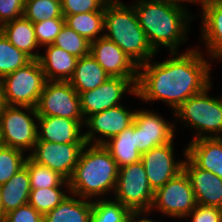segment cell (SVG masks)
I'll return each mask as SVG.
<instances>
[{
    "instance_id": "1",
    "label": "cell",
    "mask_w": 222,
    "mask_h": 222,
    "mask_svg": "<svg viewBox=\"0 0 222 222\" xmlns=\"http://www.w3.org/2000/svg\"><path fill=\"white\" fill-rule=\"evenodd\" d=\"M165 61L150 60L138 66L136 96L145 102L161 100L175 112L193 95L202 92L211 84V65L197 49L185 53H170Z\"/></svg>"
},
{
    "instance_id": "12",
    "label": "cell",
    "mask_w": 222,
    "mask_h": 222,
    "mask_svg": "<svg viewBox=\"0 0 222 222\" xmlns=\"http://www.w3.org/2000/svg\"><path fill=\"white\" fill-rule=\"evenodd\" d=\"M85 144H58L37 141L28 157L40 165L56 171L65 180H69L77 165L80 152Z\"/></svg>"
},
{
    "instance_id": "21",
    "label": "cell",
    "mask_w": 222,
    "mask_h": 222,
    "mask_svg": "<svg viewBox=\"0 0 222 222\" xmlns=\"http://www.w3.org/2000/svg\"><path fill=\"white\" fill-rule=\"evenodd\" d=\"M45 54L39 56V63L47 81L68 82L73 76L79 58L53 44L46 45Z\"/></svg>"
},
{
    "instance_id": "37",
    "label": "cell",
    "mask_w": 222,
    "mask_h": 222,
    "mask_svg": "<svg viewBox=\"0 0 222 222\" xmlns=\"http://www.w3.org/2000/svg\"><path fill=\"white\" fill-rule=\"evenodd\" d=\"M3 222H44V217L30 204H26L5 214Z\"/></svg>"
},
{
    "instance_id": "20",
    "label": "cell",
    "mask_w": 222,
    "mask_h": 222,
    "mask_svg": "<svg viewBox=\"0 0 222 222\" xmlns=\"http://www.w3.org/2000/svg\"><path fill=\"white\" fill-rule=\"evenodd\" d=\"M186 156L198 168L222 179V137L192 140L186 148Z\"/></svg>"
},
{
    "instance_id": "4",
    "label": "cell",
    "mask_w": 222,
    "mask_h": 222,
    "mask_svg": "<svg viewBox=\"0 0 222 222\" xmlns=\"http://www.w3.org/2000/svg\"><path fill=\"white\" fill-rule=\"evenodd\" d=\"M104 29L107 32L103 35L117 44L137 66L157 54L150 46L132 4L128 6L120 0H109L105 5Z\"/></svg>"
},
{
    "instance_id": "45",
    "label": "cell",
    "mask_w": 222,
    "mask_h": 222,
    "mask_svg": "<svg viewBox=\"0 0 222 222\" xmlns=\"http://www.w3.org/2000/svg\"><path fill=\"white\" fill-rule=\"evenodd\" d=\"M148 222H157V221H154L152 219H148ZM160 222V221H159ZM163 222V221H162Z\"/></svg>"
},
{
    "instance_id": "40",
    "label": "cell",
    "mask_w": 222,
    "mask_h": 222,
    "mask_svg": "<svg viewBox=\"0 0 222 222\" xmlns=\"http://www.w3.org/2000/svg\"><path fill=\"white\" fill-rule=\"evenodd\" d=\"M147 214H149V213H138V212L132 213V215L127 219L126 222H148V219L143 216V215H147ZM141 215L143 216V219L140 218ZM138 217H139V220H138Z\"/></svg>"
},
{
    "instance_id": "41",
    "label": "cell",
    "mask_w": 222,
    "mask_h": 222,
    "mask_svg": "<svg viewBox=\"0 0 222 222\" xmlns=\"http://www.w3.org/2000/svg\"><path fill=\"white\" fill-rule=\"evenodd\" d=\"M4 107H5L4 96L0 85V115L2 114Z\"/></svg>"
},
{
    "instance_id": "23",
    "label": "cell",
    "mask_w": 222,
    "mask_h": 222,
    "mask_svg": "<svg viewBox=\"0 0 222 222\" xmlns=\"http://www.w3.org/2000/svg\"><path fill=\"white\" fill-rule=\"evenodd\" d=\"M103 146L110 152L118 168L141 161L142 154L137 148L134 122L127 129L107 140Z\"/></svg>"
},
{
    "instance_id": "38",
    "label": "cell",
    "mask_w": 222,
    "mask_h": 222,
    "mask_svg": "<svg viewBox=\"0 0 222 222\" xmlns=\"http://www.w3.org/2000/svg\"><path fill=\"white\" fill-rule=\"evenodd\" d=\"M24 6L25 0H0V22L5 24L22 17Z\"/></svg>"
},
{
    "instance_id": "26",
    "label": "cell",
    "mask_w": 222,
    "mask_h": 222,
    "mask_svg": "<svg viewBox=\"0 0 222 222\" xmlns=\"http://www.w3.org/2000/svg\"><path fill=\"white\" fill-rule=\"evenodd\" d=\"M73 196L67 195L56 208L46 213L44 222H89L92 215L91 200Z\"/></svg>"
},
{
    "instance_id": "14",
    "label": "cell",
    "mask_w": 222,
    "mask_h": 222,
    "mask_svg": "<svg viewBox=\"0 0 222 222\" xmlns=\"http://www.w3.org/2000/svg\"><path fill=\"white\" fill-rule=\"evenodd\" d=\"M173 145L172 140L142 153L141 162L154 192L183 170L184 161L174 160Z\"/></svg>"
},
{
    "instance_id": "6",
    "label": "cell",
    "mask_w": 222,
    "mask_h": 222,
    "mask_svg": "<svg viewBox=\"0 0 222 222\" xmlns=\"http://www.w3.org/2000/svg\"><path fill=\"white\" fill-rule=\"evenodd\" d=\"M46 82L39 61L32 59L0 80L5 105L36 107Z\"/></svg>"
},
{
    "instance_id": "25",
    "label": "cell",
    "mask_w": 222,
    "mask_h": 222,
    "mask_svg": "<svg viewBox=\"0 0 222 222\" xmlns=\"http://www.w3.org/2000/svg\"><path fill=\"white\" fill-rule=\"evenodd\" d=\"M0 191L4 214L28 204L31 184L27 167L24 166L9 181L0 185Z\"/></svg>"
},
{
    "instance_id": "3",
    "label": "cell",
    "mask_w": 222,
    "mask_h": 222,
    "mask_svg": "<svg viewBox=\"0 0 222 222\" xmlns=\"http://www.w3.org/2000/svg\"><path fill=\"white\" fill-rule=\"evenodd\" d=\"M119 168L103 145L85 144L69 182V193L92 200L115 190ZM112 189V190H111Z\"/></svg>"
},
{
    "instance_id": "7",
    "label": "cell",
    "mask_w": 222,
    "mask_h": 222,
    "mask_svg": "<svg viewBox=\"0 0 222 222\" xmlns=\"http://www.w3.org/2000/svg\"><path fill=\"white\" fill-rule=\"evenodd\" d=\"M115 201L133 213H150L154 191L148 183L141 161L119 168L114 192Z\"/></svg>"
},
{
    "instance_id": "5",
    "label": "cell",
    "mask_w": 222,
    "mask_h": 222,
    "mask_svg": "<svg viewBox=\"0 0 222 222\" xmlns=\"http://www.w3.org/2000/svg\"><path fill=\"white\" fill-rule=\"evenodd\" d=\"M212 84L202 92L193 95L183 102L174 112V116L183 120L186 126L197 130L196 137L216 138L222 137V96L220 98L210 97L208 90ZM209 135H205L206 133Z\"/></svg>"
},
{
    "instance_id": "24",
    "label": "cell",
    "mask_w": 222,
    "mask_h": 222,
    "mask_svg": "<svg viewBox=\"0 0 222 222\" xmlns=\"http://www.w3.org/2000/svg\"><path fill=\"white\" fill-rule=\"evenodd\" d=\"M109 78V75L89 53L78 59L73 76L68 82L80 94L97 88Z\"/></svg>"
},
{
    "instance_id": "28",
    "label": "cell",
    "mask_w": 222,
    "mask_h": 222,
    "mask_svg": "<svg viewBox=\"0 0 222 222\" xmlns=\"http://www.w3.org/2000/svg\"><path fill=\"white\" fill-rule=\"evenodd\" d=\"M63 186L69 189L68 180L64 179L57 187L31 189L28 204L44 216L56 208L67 196L63 192Z\"/></svg>"
},
{
    "instance_id": "8",
    "label": "cell",
    "mask_w": 222,
    "mask_h": 222,
    "mask_svg": "<svg viewBox=\"0 0 222 222\" xmlns=\"http://www.w3.org/2000/svg\"><path fill=\"white\" fill-rule=\"evenodd\" d=\"M20 108L5 105L0 115V143L25 153L26 150H32L38 140V125L35 123L38 114L35 107Z\"/></svg>"
},
{
    "instance_id": "29",
    "label": "cell",
    "mask_w": 222,
    "mask_h": 222,
    "mask_svg": "<svg viewBox=\"0 0 222 222\" xmlns=\"http://www.w3.org/2000/svg\"><path fill=\"white\" fill-rule=\"evenodd\" d=\"M99 199L92 201V215L89 222H126L133 213L118 201Z\"/></svg>"
},
{
    "instance_id": "39",
    "label": "cell",
    "mask_w": 222,
    "mask_h": 222,
    "mask_svg": "<svg viewBox=\"0 0 222 222\" xmlns=\"http://www.w3.org/2000/svg\"><path fill=\"white\" fill-rule=\"evenodd\" d=\"M189 216H191V222H222V209L197 204L187 215Z\"/></svg>"
},
{
    "instance_id": "11",
    "label": "cell",
    "mask_w": 222,
    "mask_h": 222,
    "mask_svg": "<svg viewBox=\"0 0 222 222\" xmlns=\"http://www.w3.org/2000/svg\"><path fill=\"white\" fill-rule=\"evenodd\" d=\"M138 78L110 77L97 88L79 94L81 110L86 120L89 116L121 105L123 93L136 95Z\"/></svg>"
},
{
    "instance_id": "43",
    "label": "cell",
    "mask_w": 222,
    "mask_h": 222,
    "mask_svg": "<svg viewBox=\"0 0 222 222\" xmlns=\"http://www.w3.org/2000/svg\"><path fill=\"white\" fill-rule=\"evenodd\" d=\"M160 1L172 2V3L178 4V5H182V4H180L182 2L190 3L188 0H160Z\"/></svg>"
},
{
    "instance_id": "15",
    "label": "cell",
    "mask_w": 222,
    "mask_h": 222,
    "mask_svg": "<svg viewBox=\"0 0 222 222\" xmlns=\"http://www.w3.org/2000/svg\"><path fill=\"white\" fill-rule=\"evenodd\" d=\"M162 117L146 109L135 110L133 122L136 124L137 148L141 154L173 140L174 124H168Z\"/></svg>"
},
{
    "instance_id": "13",
    "label": "cell",
    "mask_w": 222,
    "mask_h": 222,
    "mask_svg": "<svg viewBox=\"0 0 222 222\" xmlns=\"http://www.w3.org/2000/svg\"><path fill=\"white\" fill-rule=\"evenodd\" d=\"M134 114V110L132 112L121 104L89 116L84 123V126L89 129L83 133L85 143L103 145L107 140L131 126ZM96 133L108 139L100 137L96 139Z\"/></svg>"
},
{
    "instance_id": "27",
    "label": "cell",
    "mask_w": 222,
    "mask_h": 222,
    "mask_svg": "<svg viewBox=\"0 0 222 222\" xmlns=\"http://www.w3.org/2000/svg\"><path fill=\"white\" fill-rule=\"evenodd\" d=\"M64 18L66 25L90 43L104 36L101 33L104 30V11L77 13Z\"/></svg>"
},
{
    "instance_id": "36",
    "label": "cell",
    "mask_w": 222,
    "mask_h": 222,
    "mask_svg": "<svg viewBox=\"0 0 222 222\" xmlns=\"http://www.w3.org/2000/svg\"><path fill=\"white\" fill-rule=\"evenodd\" d=\"M109 0H61L63 17L77 13L105 11Z\"/></svg>"
},
{
    "instance_id": "22",
    "label": "cell",
    "mask_w": 222,
    "mask_h": 222,
    "mask_svg": "<svg viewBox=\"0 0 222 222\" xmlns=\"http://www.w3.org/2000/svg\"><path fill=\"white\" fill-rule=\"evenodd\" d=\"M1 32L18 50L23 51L31 59H39L41 54L38 51L32 52L39 45L35 36L33 23L30 20L22 16L9 21L3 24Z\"/></svg>"
},
{
    "instance_id": "19",
    "label": "cell",
    "mask_w": 222,
    "mask_h": 222,
    "mask_svg": "<svg viewBox=\"0 0 222 222\" xmlns=\"http://www.w3.org/2000/svg\"><path fill=\"white\" fill-rule=\"evenodd\" d=\"M202 6V39L209 59L222 60V0H208ZM209 50V51H208Z\"/></svg>"
},
{
    "instance_id": "10",
    "label": "cell",
    "mask_w": 222,
    "mask_h": 222,
    "mask_svg": "<svg viewBox=\"0 0 222 222\" xmlns=\"http://www.w3.org/2000/svg\"><path fill=\"white\" fill-rule=\"evenodd\" d=\"M196 200L190 180L182 170L154 192L153 208L170 217L184 218L195 208Z\"/></svg>"
},
{
    "instance_id": "31",
    "label": "cell",
    "mask_w": 222,
    "mask_h": 222,
    "mask_svg": "<svg viewBox=\"0 0 222 222\" xmlns=\"http://www.w3.org/2000/svg\"><path fill=\"white\" fill-rule=\"evenodd\" d=\"M23 16L32 23L53 18H64L61 0H25Z\"/></svg>"
},
{
    "instance_id": "33",
    "label": "cell",
    "mask_w": 222,
    "mask_h": 222,
    "mask_svg": "<svg viewBox=\"0 0 222 222\" xmlns=\"http://www.w3.org/2000/svg\"><path fill=\"white\" fill-rule=\"evenodd\" d=\"M26 159L23 151L0 144V185L22 169Z\"/></svg>"
},
{
    "instance_id": "30",
    "label": "cell",
    "mask_w": 222,
    "mask_h": 222,
    "mask_svg": "<svg viewBox=\"0 0 222 222\" xmlns=\"http://www.w3.org/2000/svg\"><path fill=\"white\" fill-rule=\"evenodd\" d=\"M32 59L23 51L11 44L0 31V80L24 67Z\"/></svg>"
},
{
    "instance_id": "2",
    "label": "cell",
    "mask_w": 222,
    "mask_h": 222,
    "mask_svg": "<svg viewBox=\"0 0 222 222\" xmlns=\"http://www.w3.org/2000/svg\"><path fill=\"white\" fill-rule=\"evenodd\" d=\"M146 38L157 53L159 47L177 52L179 45L186 42L187 24L193 19L184 5L160 0H138L132 4Z\"/></svg>"
},
{
    "instance_id": "9",
    "label": "cell",
    "mask_w": 222,
    "mask_h": 222,
    "mask_svg": "<svg viewBox=\"0 0 222 222\" xmlns=\"http://www.w3.org/2000/svg\"><path fill=\"white\" fill-rule=\"evenodd\" d=\"M35 108L38 116L85 121L79 94L69 82L47 81Z\"/></svg>"
},
{
    "instance_id": "44",
    "label": "cell",
    "mask_w": 222,
    "mask_h": 222,
    "mask_svg": "<svg viewBox=\"0 0 222 222\" xmlns=\"http://www.w3.org/2000/svg\"><path fill=\"white\" fill-rule=\"evenodd\" d=\"M188 1L190 2V4H191V3H192V4H193V3H196V4H197V3H198V4L200 3V4H202V3L204 2V0H188Z\"/></svg>"
},
{
    "instance_id": "17",
    "label": "cell",
    "mask_w": 222,
    "mask_h": 222,
    "mask_svg": "<svg viewBox=\"0 0 222 222\" xmlns=\"http://www.w3.org/2000/svg\"><path fill=\"white\" fill-rule=\"evenodd\" d=\"M186 160L183 170L187 174L196 200V204L222 209V179L212 172L198 168L183 151Z\"/></svg>"
},
{
    "instance_id": "34",
    "label": "cell",
    "mask_w": 222,
    "mask_h": 222,
    "mask_svg": "<svg viewBox=\"0 0 222 222\" xmlns=\"http://www.w3.org/2000/svg\"><path fill=\"white\" fill-rule=\"evenodd\" d=\"M31 189L57 187L64 178L47 166L33 162L28 156L25 162Z\"/></svg>"
},
{
    "instance_id": "42",
    "label": "cell",
    "mask_w": 222,
    "mask_h": 222,
    "mask_svg": "<svg viewBox=\"0 0 222 222\" xmlns=\"http://www.w3.org/2000/svg\"><path fill=\"white\" fill-rule=\"evenodd\" d=\"M4 218H5V214H4L3 207H2L1 191H0V222H3Z\"/></svg>"
},
{
    "instance_id": "35",
    "label": "cell",
    "mask_w": 222,
    "mask_h": 222,
    "mask_svg": "<svg viewBox=\"0 0 222 222\" xmlns=\"http://www.w3.org/2000/svg\"><path fill=\"white\" fill-rule=\"evenodd\" d=\"M64 24L65 18H53L33 23L38 45L45 47L46 45L53 44Z\"/></svg>"
},
{
    "instance_id": "32",
    "label": "cell",
    "mask_w": 222,
    "mask_h": 222,
    "mask_svg": "<svg viewBox=\"0 0 222 222\" xmlns=\"http://www.w3.org/2000/svg\"><path fill=\"white\" fill-rule=\"evenodd\" d=\"M53 45L62 48L77 58L90 53V42L66 24L55 38Z\"/></svg>"
},
{
    "instance_id": "18",
    "label": "cell",
    "mask_w": 222,
    "mask_h": 222,
    "mask_svg": "<svg viewBox=\"0 0 222 222\" xmlns=\"http://www.w3.org/2000/svg\"><path fill=\"white\" fill-rule=\"evenodd\" d=\"M37 122V141H48L58 144H86L84 134L81 133V128L84 127L85 121H76L56 116H38Z\"/></svg>"
},
{
    "instance_id": "16",
    "label": "cell",
    "mask_w": 222,
    "mask_h": 222,
    "mask_svg": "<svg viewBox=\"0 0 222 222\" xmlns=\"http://www.w3.org/2000/svg\"><path fill=\"white\" fill-rule=\"evenodd\" d=\"M90 54L109 77L138 78V66L117 44L105 36L90 43Z\"/></svg>"
}]
</instances>
